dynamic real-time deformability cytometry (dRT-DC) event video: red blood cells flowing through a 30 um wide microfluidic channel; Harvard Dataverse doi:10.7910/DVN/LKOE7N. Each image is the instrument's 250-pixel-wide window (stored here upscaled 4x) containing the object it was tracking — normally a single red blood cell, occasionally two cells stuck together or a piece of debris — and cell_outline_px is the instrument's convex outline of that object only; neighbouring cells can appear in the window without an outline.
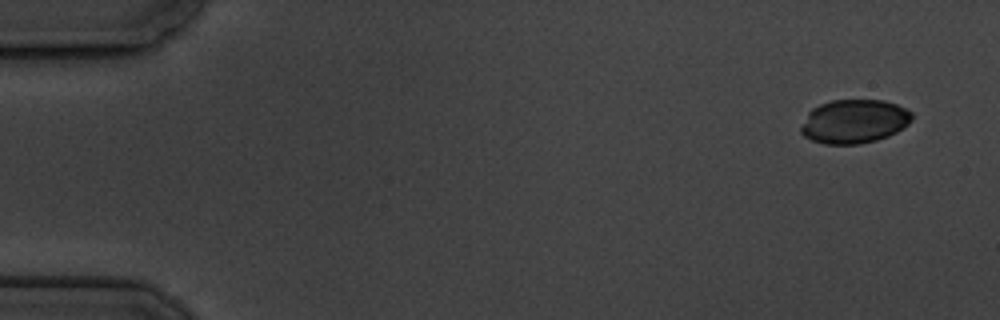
{"species": "common noctule bat (a hibernating species)", "species_latin": "Nyctalus noctula", "temperature_condition": "cold", "stored_images_in_passage": 11, "camera_frame_rate_fps": 3000, "um_per_image_px": 0.085, "animal": {"sex": "male", "body_mass_g": 19.5, "forearm_length_mm": 54.6}, "frame": {"image": 1, "passage_image": 1, "time_ms": 0.0, "image_size_px": [1000, 320], "cell_outline_px": [[912, 120], [904, 128], [888, 136], [876, 140], [860, 144], [824, 144], [812, 140], [804, 136], [800, 132], [800, 128], [808, 112], [812, 108], [820, 104], [832, 100], [884, 100], [896, 104], [912, 112]], "centroid_in_image_um": [72.6, 10.32], "position_along_channel_um": 12.4, "area_um2": 28.44}}
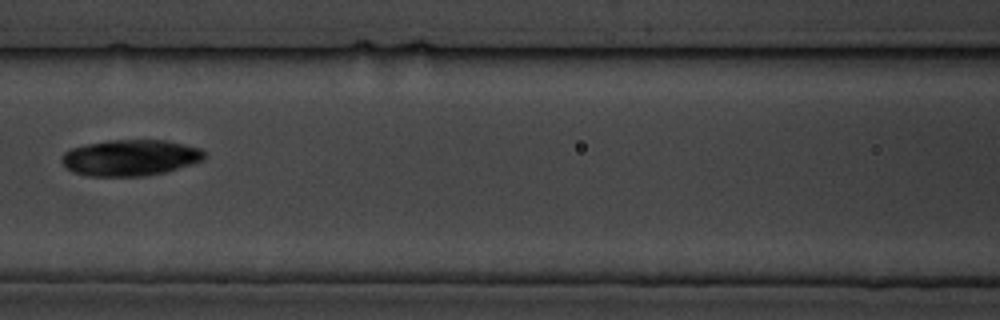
{"frame": {"image": 2, "passage_image": 7, "time_ms": 7.667, "image_size_px": [1000, 320], "cell_outline_px": [[208, 156], [204, 160], [192, 164], [164, 172], [144, 176], [88, 176], [72, 172], [60, 160], [64, 152], [72, 148], [84, 144], [108, 140], [160, 140], [184, 144], [200, 148]], "centroid_in_image_um": [11.07, 13.4], "position_along_channel_um": 155.5, "area_um2": 30.11}}
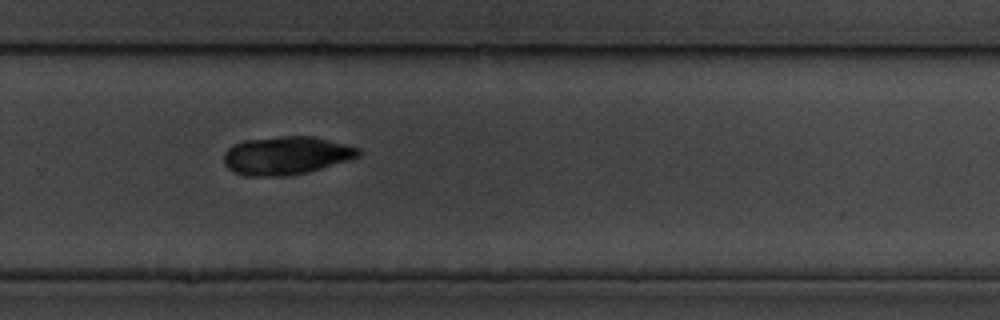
{"frame": {"image": 3, "passage_image": 11, "time_ms": 12.0, "image_size_px": [1000, 320], "cell_outline_px": [[360, 156], [352, 160], [308, 172], [288, 176], [244, 176], [232, 172], [224, 164], [224, 152], [232, 144], [244, 140], [284, 136], [312, 136], [348, 144], [360, 148]], "centroid_in_image_um": [24.34, 13.22], "position_along_channel_um": 305.5, "area_um2": 30.46}}